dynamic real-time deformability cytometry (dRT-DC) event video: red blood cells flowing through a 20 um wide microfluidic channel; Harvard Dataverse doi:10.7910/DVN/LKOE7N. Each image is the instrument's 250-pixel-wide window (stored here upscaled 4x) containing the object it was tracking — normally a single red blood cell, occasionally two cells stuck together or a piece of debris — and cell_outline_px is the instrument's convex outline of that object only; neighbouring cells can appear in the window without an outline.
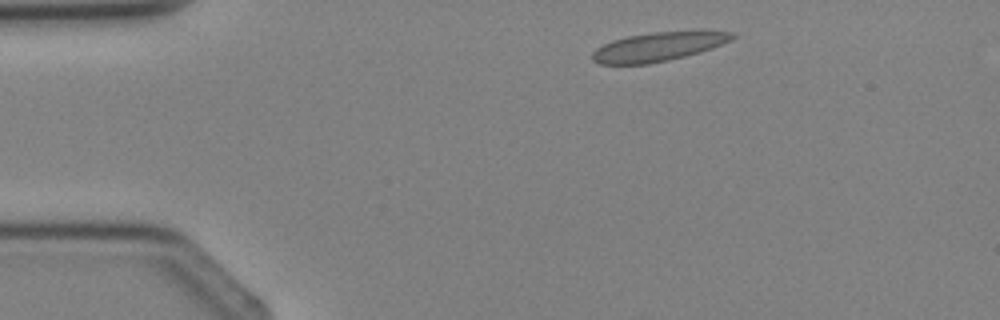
{"species": "Egyptian fruit bat (a non-hibernating species)", "species_latin": "Rousettus aegyptiacus", "temperature_condition": "cold", "stored_images_in_passage": 3, "camera_frame_rate_fps": 3000, "um_per_image_px": 0.085, "animal": {"sex": "female"}, "frame": {"image": 1, "passage_image": 1, "time_ms": 0.0, "image_size_px": [1000, 320], "cell_outline_px": [[736, 36], [712, 48], [700, 52], [668, 60], [648, 64], [600, 64], [592, 60], [592, 52], [596, 48], [612, 40], [628, 36], [652, 32], [732, 32]], "centroid_in_image_um": [55.85, 3.99], "position_along_channel_um": 29.2, "area_um2": 23.0}}